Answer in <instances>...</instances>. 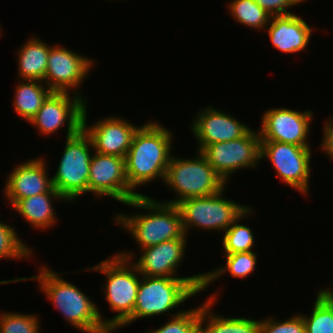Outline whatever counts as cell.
I'll use <instances>...</instances> for the list:
<instances>
[{
  "instance_id": "obj_24",
  "label": "cell",
  "mask_w": 333,
  "mask_h": 333,
  "mask_svg": "<svg viewBox=\"0 0 333 333\" xmlns=\"http://www.w3.org/2000/svg\"><path fill=\"white\" fill-rule=\"evenodd\" d=\"M259 253L254 251L234 253V254H223L225 257V264L216 266L214 269L204 272V285L202 291H206L208 287L218 281L225 273L231 275L233 278H248L258 265L257 257Z\"/></svg>"
},
{
  "instance_id": "obj_10",
  "label": "cell",
  "mask_w": 333,
  "mask_h": 333,
  "mask_svg": "<svg viewBox=\"0 0 333 333\" xmlns=\"http://www.w3.org/2000/svg\"><path fill=\"white\" fill-rule=\"evenodd\" d=\"M311 147L261 141L260 159L271 162L278 178L303 196L310 193Z\"/></svg>"
},
{
  "instance_id": "obj_17",
  "label": "cell",
  "mask_w": 333,
  "mask_h": 333,
  "mask_svg": "<svg viewBox=\"0 0 333 333\" xmlns=\"http://www.w3.org/2000/svg\"><path fill=\"white\" fill-rule=\"evenodd\" d=\"M213 107H201L191 119L190 129L198 141L196 151L201 152L210 144L241 138L251 129L247 123L241 122L233 114Z\"/></svg>"
},
{
  "instance_id": "obj_13",
  "label": "cell",
  "mask_w": 333,
  "mask_h": 333,
  "mask_svg": "<svg viewBox=\"0 0 333 333\" xmlns=\"http://www.w3.org/2000/svg\"><path fill=\"white\" fill-rule=\"evenodd\" d=\"M51 44L47 59L46 73L43 82L53 92H69L86 97L80 92L84 79L89 77L95 61L87 56L63 47L61 44ZM88 76V77H87Z\"/></svg>"
},
{
  "instance_id": "obj_3",
  "label": "cell",
  "mask_w": 333,
  "mask_h": 333,
  "mask_svg": "<svg viewBox=\"0 0 333 333\" xmlns=\"http://www.w3.org/2000/svg\"><path fill=\"white\" fill-rule=\"evenodd\" d=\"M124 205L136 208L140 212L132 215L117 212L112 222L132 236L139 246L138 251L181 238L185 234L181 214L176 205L161 202L152 196H138Z\"/></svg>"
},
{
  "instance_id": "obj_21",
  "label": "cell",
  "mask_w": 333,
  "mask_h": 333,
  "mask_svg": "<svg viewBox=\"0 0 333 333\" xmlns=\"http://www.w3.org/2000/svg\"><path fill=\"white\" fill-rule=\"evenodd\" d=\"M55 202H67L58 192H46L32 197L20 199L12 209L25 219L31 228L46 231L58 223V216L54 207ZM57 222V223H56Z\"/></svg>"
},
{
  "instance_id": "obj_4",
  "label": "cell",
  "mask_w": 333,
  "mask_h": 333,
  "mask_svg": "<svg viewBox=\"0 0 333 333\" xmlns=\"http://www.w3.org/2000/svg\"><path fill=\"white\" fill-rule=\"evenodd\" d=\"M86 271L105 275L106 280L104 279L105 282L100 287L108 307L116 314L110 319L107 318V328L112 332L119 331L133 314L141 278L137 267L131 260L116 253L93 267H87Z\"/></svg>"
},
{
  "instance_id": "obj_8",
  "label": "cell",
  "mask_w": 333,
  "mask_h": 333,
  "mask_svg": "<svg viewBox=\"0 0 333 333\" xmlns=\"http://www.w3.org/2000/svg\"><path fill=\"white\" fill-rule=\"evenodd\" d=\"M94 151L90 137L81 129L76 135L66 138L57 171L52 177L53 187L68 204L88 193L89 168Z\"/></svg>"
},
{
  "instance_id": "obj_2",
  "label": "cell",
  "mask_w": 333,
  "mask_h": 333,
  "mask_svg": "<svg viewBox=\"0 0 333 333\" xmlns=\"http://www.w3.org/2000/svg\"><path fill=\"white\" fill-rule=\"evenodd\" d=\"M174 132L162 123L149 120L135 132L125 156V172L129 186L136 192L140 186L155 180L163 182L174 147Z\"/></svg>"
},
{
  "instance_id": "obj_5",
  "label": "cell",
  "mask_w": 333,
  "mask_h": 333,
  "mask_svg": "<svg viewBox=\"0 0 333 333\" xmlns=\"http://www.w3.org/2000/svg\"><path fill=\"white\" fill-rule=\"evenodd\" d=\"M197 293L201 294V291L188 278L141 276L133 314L120 328L129 326L136 320L165 313L170 317L176 316L185 308H180L175 313L172 310L183 306L188 299L196 297Z\"/></svg>"
},
{
  "instance_id": "obj_11",
  "label": "cell",
  "mask_w": 333,
  "mask_h": 333,
  "mask_svg": "<svg viewBox=\"0 0 333 333\" xmlns=\"http://www.w3.org/2000/svg\"><path fill=\"white\" fill-rule=\"evenodd\" d=\"M201 153L229 184L232 175L239 170L258 168L261 161V138L258 130L251 127L241 138L207 145Z\"/></svg>"
},
{
  "instance_id": "obj_32",
  "label": "cell",
  "mask_w": 333,
  "mask_h": 333,
  "mask_svg": "<svg viewBox=\"0 0 333 333\" xmlns=\"http://www.w3.org/2000/svg\"><path fill=\"white\" fill-rule=\"evenodd\" d=\"M261 8L267 11L271 16L290 15L292 7L306 3L308 0H254ZM289 8L291 10H289Z\"/></svg>"
},
{
  "instance_id": "obj_25",
  "label": "cell",
  "mask_w": 333,
  "mask_h": 333,
  "mask_svg": "<svg viewBox=\"0 0 333 333\" xmlns=\"http://www.w3.org/2000/svg\"><path fill=\"white\" fill-rule=\"evenodd\" d=\"M300 314L306 333H333V288L331 284L326 288H320L311 308V314L304 315L301 312Z\"/></svg>"
},
{
  "instance_id": "obj_31",
  "label": "cell",
  "mask_w": 333,
  "mask_h": 333,
  "mask_svg": "<svg viewBox=\"0 0 333 333\" xmlns=\"http://www.w3.org/2000/svg\"><path fill=\"white\" fill-rule=\"evenodd\" d=\"M260 333H306L301 314L279 321L273 317H264L260 321Z\"/></svg>"
},
{
  "instance_id": "obj_12",
  "label": "cell",
  "mask_w": 333,
  "mask_h": 333,
  "mask_svg": "<svg viewBox=\"0 0 333 333\" xmlns=\"http://www.w3.org/2000/svg\"><path fill=\"white\" fill-rule=\"evenodd\" d=\"M86 104L82 97L72 92H52L28 123H31L40 135L47 137L58 133L67 125L66 138H69L82 129Z\"/></svg>"
},
{
  "instance_id": "obj_19",
  "label": "cell",
  "mask_w": 333,
  "mask_h": 333,
  "mask_svg": "<svg viewBox=\"0 0 333 333\" xmlns=\"http://www.w3.org/2000/svg\"><path fill=\"white\" fill-rule=\"evenodd\" d=\"M271 45L285 54H298L309 47L314 30L302 16H272L266 26Z\"/></svg>"
},
{
  "instance_id": "obj_15",
  "label": "cell",
  "mask_w": 333,
  "mask_h": 333,
  "mask_svg": "<svg viewBox=\"0 0 333 333\" xmlns=\"http://www.w3.org/2000/svg\"><path fill=\"white\" fill-rule=\"evenodd\" d=\"M313 112L311 109L298 111L287 107L268 108L261 116V126L258 129L261 141L311 147L308 138Z\"/></svg>"
},
{
  "instance_id": "obj_9",
  "label": "cell",
  "mask_w": 333,
  "mask_h": 333,
  "mask_svg": "<svg viewBox=\"0 0 333 333\" xmlns=\"http://www.w3.org/2000/svg\"><path fill=\"white\" fill-rule=\"evenodd\" d=\"M188 239V236L184 234L181 238L140 249L139 258H136L137 254L131 250H122L117 253L123 258L131 260L141 276L188 278L202 292L204 273L183 277L178 275L187 252Z\"/></svg>"
},
{
  "instance_id": "obj_33",
  "label": "cell",
  "mask_w": 333,
  "mask_h": 333,
  "mask_svg": "<svg viewBox=\"0 0 333 333\" xmlns=\"http://www.w3.org/2000/svg\"><path fill=\"white\" fill-rule=\"evenodd\" d=\"M322 141L320 142V150L325 154L326 157L333 161V116H329L324 121L322 129Z\"/></svg>"
},
{
  "instance_id": "obj_30",
  "label": "cell",
  "mask_w": 333,
  "mask_h": 333,
  "mask_svg": "<svg viewBox=\"0 0 333 333\" xmlns=\"http://www.w3.org/2000/svg\"><path fill=\"white\" fill-rule=\"evenodd\" d=\"M200 305L170 317L157 329L146 333H199Z\"/></svg>"
},
{
  "instance_id": "obj_16",
  "label": "cell",
  "mask_w": 333,
  "mask_h": 333,
  "mask_svg": "<svg viewBox=\"0 0 333 333\" xmlns=\"http://www.w3.org/2000/svg\"><path fill=\"white\" fill-rule=\"evenodd\" d=\"M87 112L86 104L82 117V129L90 137L94 151L125 158L134 134L140 126H135L128 119L117 115L104 116L89 125Z\"/></svg>"
},
{
  "instance_id": "obj_7",
  "label": "cell",
  "mask_w": 333,
  "mask_h": 333,
  "mask_svg": "<svg viewBox=\"0 0 333 333\" xmlns=\"http://www.w3.org/2000/svg\"><path fill=\"white\" fill-rule=\"evenodd\" d=\"M226 187L216 194L184 199L176 206L185 235L190 229L224 233L250 206L225 197Z\"/></svg>"
},
{
  "instance_id": "obj_14",
  "label": "cell",
  "mask_w": 333,
  "mask_h": 333,
  "mask_svg": "<svg viewBox=\"0 0 333 333\" xmlns=\"http://www.w3.org/2000/svg\"><path fill=\"white\" fill-rule=\"evenodd\" d=\"M88 193L100 199L106 196L126 204L138 196H147L135 192L127 181L125 158L104 155L93 151L89 168Z\"/></svg>"
},
{
  "instance_id": "obj_1",
  "label": "cell",
  "mask_w": 333,
  "mask_h": 333,
  "mask_svg": "<svg viewBox=\"0 0 333 333\" xmlns=\"http://www.w3.org/2000/svg\"><path fill=\"white\" fill-rule=\"evenodd\" d=\"M41 266V267H40ZM66 272H56L50 266L38 265V274L2 280L5 284L37 280L41 294L59 311L66 323L82 333H110L107 319L101 315L93 302L77 285L61 277Z\"/></svg>"
},
{
  "instance_id": "obj_29",
  "label": "cell",
  "mask_w": 333,
  "mask_h": 333,
  "mask_svg": "<svg viewBox=\"0 0 333 333\" xmlns=\"http://www.w3.org/2000/svg\"><path fill=\"white\" fill-rule=\"evenodd\" d=\"M40 317L36 314L0 311V333H40Z\"/></svg>"
},
{
  "instance_id": "obj_28",
  "label": "cell",
  "mask_w": 333,
  "mask_h": 333,
  "mask_svg": "<svg viewBox=\"0 0 333 333\" xmlns=\"http://www.w3.org/2000/svg\"><path fill=\"white\" fill-rule=\"evenodd\" d=\"M33 257H35L34 248H30L19 237L13 225L0 220V259L20 261L21 259L32 260Z\"/></svg>"
},
{
  "instance_id": "obj_20",
  "label": "cell",
  "mask_w": 333,
  "mask_h": 333,
  "mask_svg": "<svg viewBox=\"0 0 333 333\" xmlns=\"http://www.w3.org/2000/svg\"><path fill=\"white\" fill-rule=\"evenodd\" d=\"M219 293L213 292L200 305L199 333H260L261 319L255 320L244 315L226 317L216 311L212 312L216 300H219Z\"/></svg>"
},
{
  "instance_id": "obj_22",
  "label": "cell",
  "mask_w": 333,
  "mask_h": 333,
  "mask_svg": "<svg viewBox=\"0 0 333 333\" xmlns=\"http://www.w3.org/2000/svg\"><path fill=\"white\" fill-rule=\"evenodd\" d=\"M32 35L17 50V76L20 80L43 81L51 45Z\"/></svg>"
},
{
  "instance_id": "obj_26",
  "label": "cell",
  "mask_w": 333,
  "mask_h": 333,
  "mask_svg": "<svg viewBox=\"0 0 333 333\" xmlns=\"http://www.w3.org/2000/svg\"><path fill=\"white\" fill-rule=\"evenodd\" d=\"M250 206L241 216H239L234 223L227 228V230L222 235L221 245L224 254H234L254 251L253 248L255 242V237L253 231L247 225H243L242 222L245 221L249 216L252 217L253 210ZM247 217V218H246ZM243 219V220H242ZM242 220V221H241ZM241 221V222H240ZM241 223V224H240Z\"/></svg>"
},
{
  "instance_id": "obj_18",
  "label": "cell",
  "mask_w": 333,
  "mask_h": 333,
  "mask_svg": "<svg viewBox=\"0 0 333 333\" xmlns=\"http://www.w3.org/2000/svg\"><path fill=\"white\" fill-rule=\"evenodd\" d=\"M47 160L42 155L21 161L22 163L12 168L3 187V195L10 208L23 198L46 192H58L52 185V177L48 175Z\"/></svg>"
},
{
  "instance_id": "obj_34",
  "label": "cell",
  "mask_w": 333,
  "mask_h": 333,
  "mask_svg": "<svg viewBox=\"0 0 333 333\" xmlns=\"http://www.w3.org/2000/svg\"><path fill=\"white\" fill-rule=\"evenodd\" d=\"M2 33H4V32H3L2 28H1V25H0V36H1V37H2V35H1ZM1 37H0V38H1Z\"/></svg>"
},
{
  "instance_id": "obj_27",
  "label": "cell",
  "mask_w": 333,
  "mask_h": 333,
  "mask_svg": "<svg viewBox=\"0 0 333 333\" xmlns=\"http://www.w3.org/2000/svg\"><path fill=\"white\" fill-rule=\"evenodd\" d=\"M226 7L235 22L253 30H265L272 17L254 0H231Z\"/></svg>"
},
{
  "instance_id": "obj_6",
  "label": "cell",
  "mask_w": 333,
  "mask_h": 333,
  "mask_svg": "<svg viewBox=\"0 0 333 333\" xmlns=\"http://www.w3.org/2000/svg\"><path fill=\"white\" fill-rule=\"evenodd\" d=\"M195 153L194 158L172 154L163 183L174 192L175 198L161 202L176 205L184 199L210 196L227 187L206 157L200 151Z\"/></svg>"
},
{
  "instance_id": "obj_23",
  "label": "cell",
  "mask_w": 333,
  "mask_h": 333,
  "mask_svg": "<svg viewBox=\"0 0 333 333\" xmlns=\"http://www.w3.org/2000/svg\"><path fill=\"white\" fill-rule=\"evenodd\" d=\"M17 82L12 105L15 113L29 122L53 91L43 81L18 79Z\"/></svg>"
}]
</instances>
